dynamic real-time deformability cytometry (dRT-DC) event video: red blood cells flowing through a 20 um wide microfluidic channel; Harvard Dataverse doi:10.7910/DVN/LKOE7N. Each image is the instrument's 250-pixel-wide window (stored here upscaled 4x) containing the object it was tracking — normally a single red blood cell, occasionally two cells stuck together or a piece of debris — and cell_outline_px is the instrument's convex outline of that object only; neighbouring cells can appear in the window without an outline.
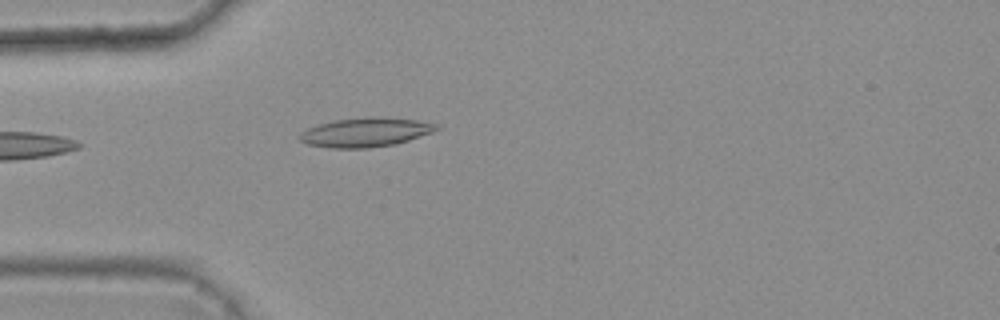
{"species": "common noctule bat (a hibernating species)", "species_latin": "Nyctalus noctula", "temperature_condition": "warm", "stored_images_in_passage": 4, "camera_frame_rate_fps": 3000, "um_per_image_px": 0.085, "animal": {"sex": "female", "body_mass_g": 25.1}, "frame": {"image": 1, "passage_image": 4, "time_ms": 1.0, "image_size_px": [1000, 320], "cell_outline_px": [[440, 128], [432, 132], [396, 144], [368, 148], [332, 148], [308, 144], [300, 140], [300, 132], [308, 128], [320, 124], [336, 120], [368, 116], [384, 116], [416, 120], [440, 124]], "centroid_in_image_um": [31.11, 11.23], "position_along_channel_um": 53.9, "area_um2": 23.29}}